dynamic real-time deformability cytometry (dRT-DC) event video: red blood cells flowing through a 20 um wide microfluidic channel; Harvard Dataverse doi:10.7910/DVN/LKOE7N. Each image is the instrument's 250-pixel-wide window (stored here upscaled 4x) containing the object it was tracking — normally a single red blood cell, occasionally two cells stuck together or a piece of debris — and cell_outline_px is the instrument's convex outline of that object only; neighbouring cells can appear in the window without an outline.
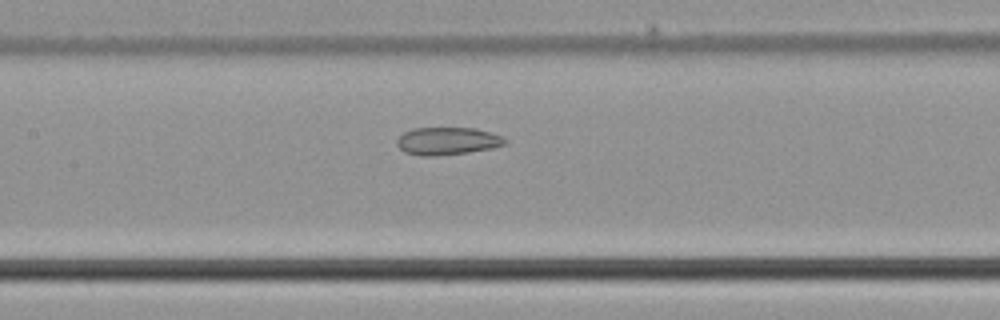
{"species": "common noctule bat (a hibernating species)", "species_latin": "Nyctalus noctula", "temperature_condition": "cold", "stored_images_in_passage": 46, "segment_of_instrument_passage": [2, 2], "camera_frame_rate_fps": 3000, "um_per_image_px": 0.085, "animal": {"sex": "male", "body_mass_g": 21.5, "forearm_length_mm": 52.0}, "frame": {"image": 1, "passage_image": 20, "time_ms": 6.333, "image_size_px": [1000, 320], "cell_outline_px": [[508, 140], [504, 144], [492, 148], [468, 152], [432, 156], [420, 156], [404, 152], [396, 144], [396, 140], [404, 132], [412, 128], [476, 128], [492, 132]], "centroid_in_image_um": [38.01, 11.98], "position_along_channel_um": 169.4, "area_um2": 17.4}}
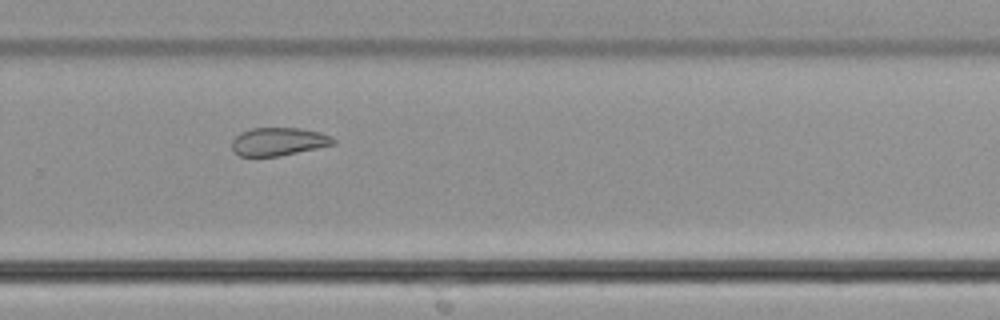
{"frame": {"image": 2, "passage_image": 30, "time_ms": 9.667, "image_size_px": [1000, 320], "cell_outline_px": [[336, 144], [280, 156], [240, 156], [232, 148], [232, 140], [240, 132], [252, 128], [300, 128], [320, 132], [336, 140]], "centroid_in_image_um": [23.67, 12.03], "position_along_channel_um": 306.1, "area_um2": 16.53}}
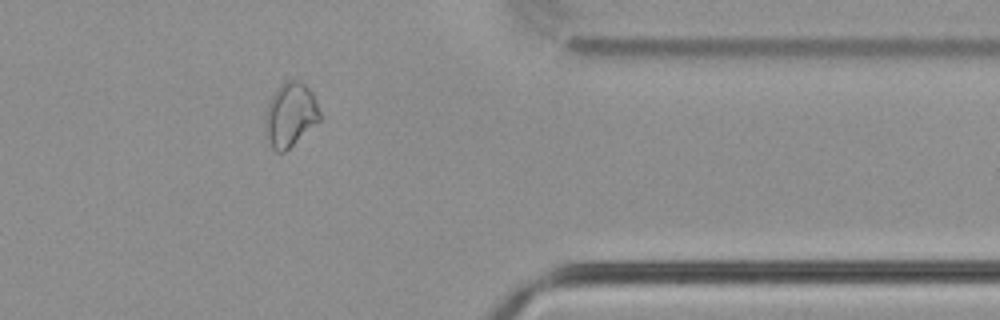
{"frame": {"image": 3, "passage_image": 37, "time_ms": 12.0, "image_size_px": [1000, 320], "cell_outline_px": [[324, 120], [284, 152], [276, 152], [272, 148], [264, 128], [264, 120], [268, 100], [276, 88], [280, 84], [288, 80], [300, 80], [312, 92], [316, 100]], "centroid_in_image_um": [24.71, 9.75], "position_along_channel_um": 386.7, "area_um2": 21.04}}